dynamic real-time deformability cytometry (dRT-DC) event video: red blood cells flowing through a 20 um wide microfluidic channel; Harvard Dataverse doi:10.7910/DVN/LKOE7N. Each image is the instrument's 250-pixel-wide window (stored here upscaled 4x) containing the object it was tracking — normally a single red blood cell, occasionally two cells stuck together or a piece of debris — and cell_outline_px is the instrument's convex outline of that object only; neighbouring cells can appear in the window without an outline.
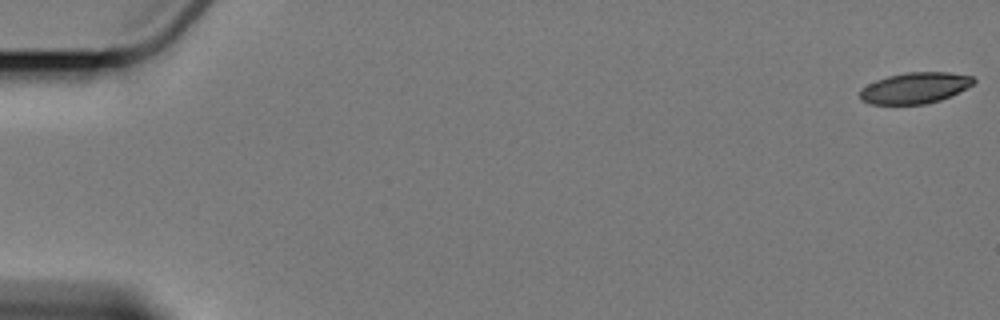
{"species": "Egyptian fruit bat (a non-hibernating species)", "species_latin": "Rousettus aegyptiacus", "temperature_condition": "cold", "stored_images_in_passage": 6, "camera_frame_rate_fps": 3000, "um_per_image_px": 0.085, "animal": {"sex": "female"}, "frame": {"image": 1, "passage_image": 1, "time_ms": 0.0, "image_size_px": [1000, 320], "cell_outline_px": [[976, 80], [972, 84], [940, 100], [924, 104], [872, 104], [860, 100], [860, 88], [876, 80], [888, 76], [904, 72], [948, 72], [972, 76]], "centroid_in_image_um": [77.71, 7.47], "position_along_channel_um": 7.3, "area_um2": 20.35}}